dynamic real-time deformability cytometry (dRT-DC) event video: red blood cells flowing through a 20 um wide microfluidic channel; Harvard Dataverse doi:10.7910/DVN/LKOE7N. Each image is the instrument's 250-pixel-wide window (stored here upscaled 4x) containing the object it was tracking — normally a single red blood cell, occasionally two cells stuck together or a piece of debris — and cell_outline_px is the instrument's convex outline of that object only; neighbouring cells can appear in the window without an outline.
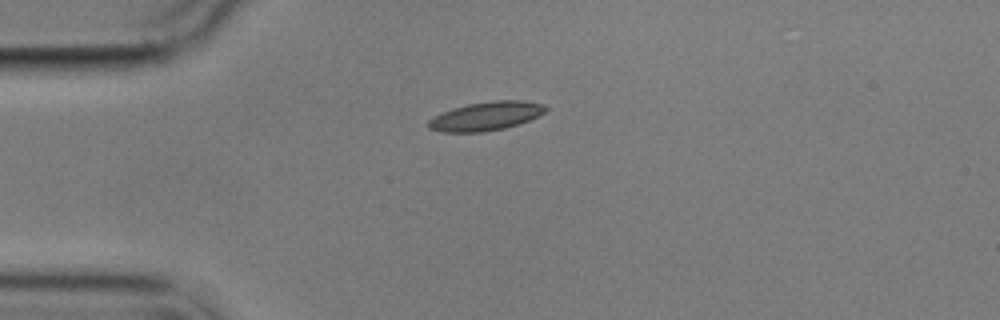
{"species": "common noctule bat (a hibernating species)", "species_latin": "Nyctalus noctula", "temperature_condition": "cold", "stored_images_in_passage": 8, "camera_frame_rate_fps": 3000, "um_per_image_px": 0.085, "animal": {"sex": "male", "body_mass_g": 17.9}, "frame": {"image": 1, "passage_image": 1, "time_ms": 0.0, "image_size_px": [1000, 320], "cell_outline_px": [[548, 108], [544, 112], [528, 120], [504, 128], [480, 132], [444, 132], [428, 128], [428, 120], [452, 108], [468, 104], [496, 100], [524, 100], [544, 104]], "centroid_in_image_um": [41.31, 9.86], "position_along_channel_um": 43.7, "area_um2": 19.31}}
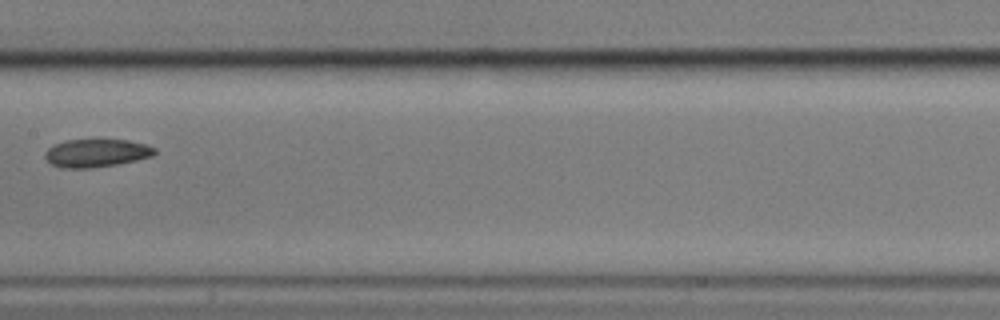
{"frame": {"image": 2, "passage_image": 5, "time_ms": 5.0, "image_size_px": [1000, 320], "cell_outline_px": [[156, 152], [152, 156], [136, 160], [116, 164], [92, 168], [60, 168], [52, 164], [44, 156], [44, 152], [48, 148], [56, 144], [68, 140], [128, 140], [144, 144], [156, 148]], "centroid_in_image_um": [8.18, 13.01], "position_along_channel_um": 199.2, "area_um2": 17.74}}
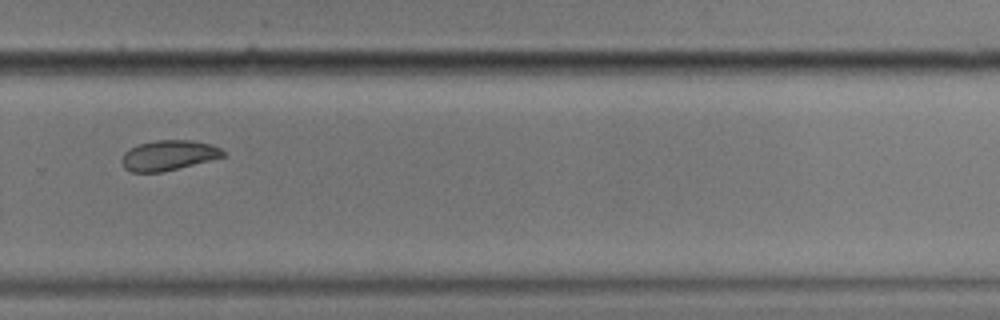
{"frame": {"image": 3, "passage_image": 8, "time_ms": 8.333, "image_size_px": [1000, 320], "cell_outline_px": [[224, 156], [160, 172], [132, 172], [124, 168], [120, 160], [124, 152], [140, 144], [156, 140], [192, 140], [212, 144], [220, 148], [224, 152]], "centroid_in_image_um": [14.29, 13.19], "position_along_channel_um": 315.5, "area_um2": 17.46}}